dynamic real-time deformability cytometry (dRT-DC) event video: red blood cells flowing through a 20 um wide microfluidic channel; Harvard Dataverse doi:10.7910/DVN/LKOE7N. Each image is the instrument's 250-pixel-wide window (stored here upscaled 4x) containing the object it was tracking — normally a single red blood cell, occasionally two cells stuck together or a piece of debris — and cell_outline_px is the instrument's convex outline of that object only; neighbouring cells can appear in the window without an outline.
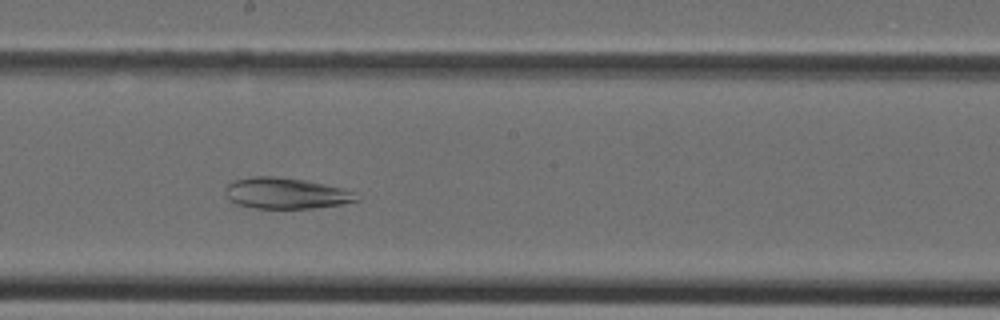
{"species": "Egyptian fruit bat (a non-hibernating species)", "species_latin": "Rousettus aegyptiacus", "temperature_condition": "cold", "stored_images_in_passage": 36, "segment_of_instrument_passage": [1, 2], "camera_frame_rate_fps": 3000, "um_per_image_px": 0.085, "animal": {"sex": "female"}, "frame": {"image": 1, "passage_image": 17, "time_ms": 5.333, "image_size_px": [1000, 320], "cell_outline_px": [[360, 200], [344, 204], [312, 208], [256, 208], [236, 204], [228, 196], [224, 188], [232, 180], [252, 176], [272, 176], [304, 180], [344, 188], [352, 192]], "centroid_in_image_um": [24.3, 16.42], "position_along_channel_um": 223.9, "area_um2": 23.58}}
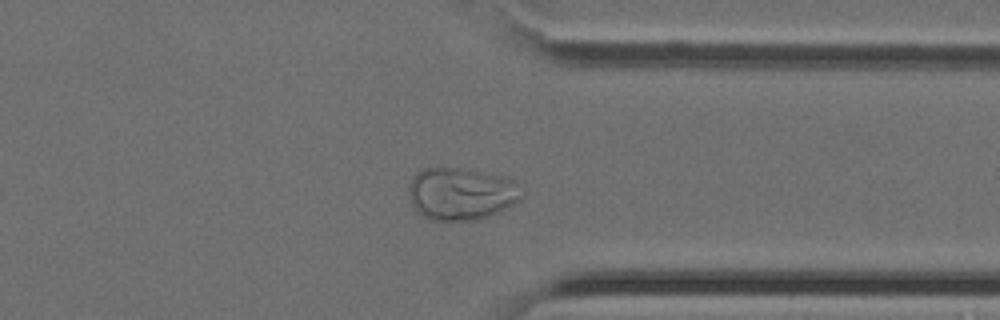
{"frame": {"image": 2, "passage_image": 26, "time_ms": 8.333, "image_size_px": [1000, 320], "cell_outline_px": [[524, 196], [520, 200], [488, 216], [476, 220], [432, 220], [424, 216], [412, 204], [408, 192], [408, 184], [412, 176], [420, 168], [460, 168], [500, 176], [512, 180], [524, 192]], "centroid_in_image_um": [39.16, 16.46], "position_along_channel_um": 372.2, "area_um2": 34.22}}
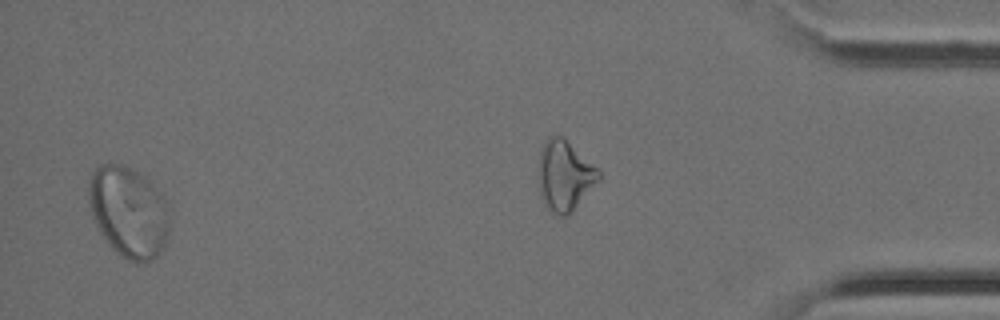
{"frame": {"image": 3, "passage_image": 34, "time_ms": 11.0, "image_size_px": [1000, 320], "cell_outline_px": [[168, 236], [160, 252], [152, 260], [144, 264], [140, 264], [128, 260], [120, 256], [108, 244], [100, 232], [92, 216], [88, 204], [88, 180], [92, 172], [100, 164], [124, 164], [132, 168], [144, 176], [160, 192], [168, 220]], "centroid_in_image_um": [10.88, 18.02], "position_along_channel_um": 424.3, "area_um2": 42.83}}